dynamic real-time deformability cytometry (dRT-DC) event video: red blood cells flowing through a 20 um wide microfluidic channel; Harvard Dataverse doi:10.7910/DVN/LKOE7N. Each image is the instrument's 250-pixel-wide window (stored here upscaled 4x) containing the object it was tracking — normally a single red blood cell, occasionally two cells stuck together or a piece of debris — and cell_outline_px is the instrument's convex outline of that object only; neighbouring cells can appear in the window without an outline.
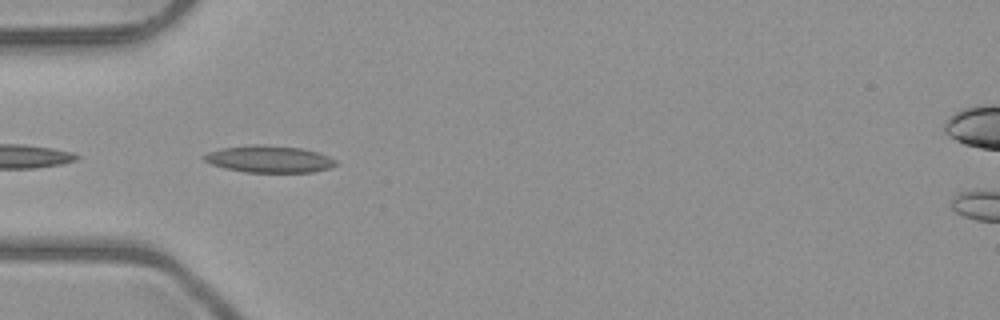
{"species": "common noctule bat (a hibernating species)", "species_latin": "Nyctalus noctula", "temperature_condition": "room temperature", "stored_images_in_passage": 16, "camera_frame_rate_fps": 3000, "um_per_image_px": 0.085, "animal": {"sex": "male", "body_mass_g": 23.1, "forearm_length_mm": 52.7}, "frame": {"image": 1, "passage_image": 9, "time_ms": 2.667, "image_size_px": [1000, 320], "cell_outline_px": [[340, 164], [328, 168], [312, 172], [244, 172], [224, 168], [212, 164], [204, 160], [200, 156], [208, 152], [220, 148], [252, 144], [260, 144], [300, 148], [316, 152], [328, 156], [336, 160]], "centroid_in_image_um": [22.85, 13.52], "position_along_channel_um": 62.2, "area_um2": 20.75}}
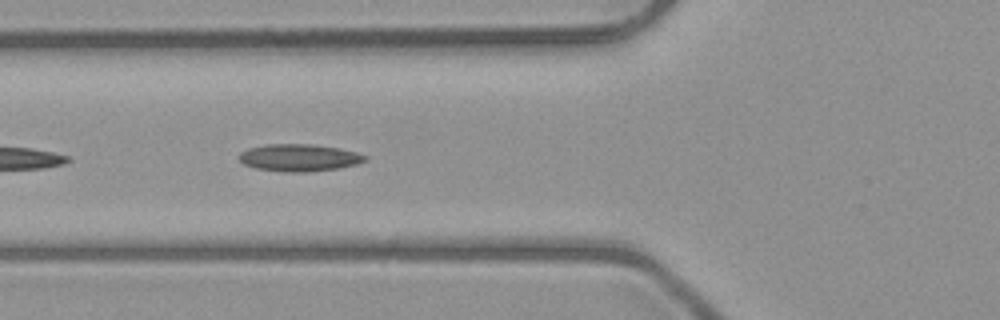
{"frame": {"image": 2, "passage_image": 12, "time_ms": 3.667, "image_size_px": [1000, 320], "cell_outline_px": [[368, 160], [356, 164], [336, 168], [308, 172], [284, 172], [256, 168], [244, 164], [240, 160], [240, 152], [248, 148], [264, 144], [312, 144], [340, 148], [356, 152], [368, 156]], "centroid_in_image_um": [25.44, 13.39], "position_along_channel_um": 100.4, "area_um2": 20.0}}